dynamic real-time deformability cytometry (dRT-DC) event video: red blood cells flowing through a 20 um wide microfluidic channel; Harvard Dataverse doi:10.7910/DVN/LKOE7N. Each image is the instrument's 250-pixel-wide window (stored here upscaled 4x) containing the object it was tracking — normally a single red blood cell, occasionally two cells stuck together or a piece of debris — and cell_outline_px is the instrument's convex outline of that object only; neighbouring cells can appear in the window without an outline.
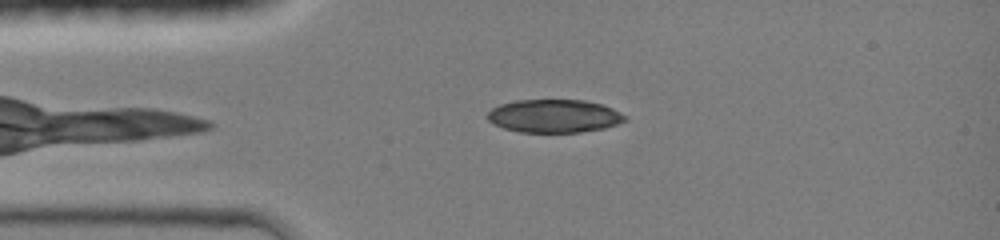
{"species": "common noctule bat (a hibernating species)", "species_latin": "Nyctalus noctula", "temperature_condition": "room temperature", "stored_images_in_passage": 36, "camera_frame_rate_fps": 3000, "um_per_image_px": 0.085, "animal": {"sex": "female", "body_mass_g": 19.0, "forearm_length_mm": 51.5}, "frame": {"image": 1, "passage_image": 2, "time_ms": 0.333, "image_size_px": [1000, 240], "cell_outline_px": [[628, 120], [604, 128], [580, 132], [520, 132], [504, 128], [488, 120], [488, 112], [492, 108], [500, 104], [516, 100], [584, 100], [600, 104], [612, 108], [628, 116]], "centroid_in_image_um": [47.13, 9.86], "position_along_channel_um": 37.9, "area_um2": 26.47}}
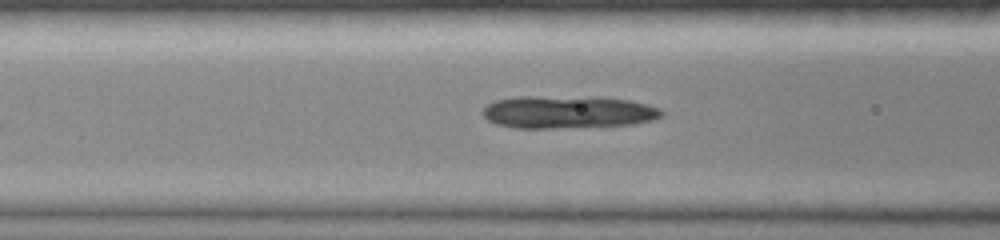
{"frame": {"image": 2, "passage_image": 9, "time_ms": 2.667, "image_size_px": [1000, 240], "cell_outline_px": [[664, 112], [660, 116], [652, 120], [632, 124], [552, 128], [516, 128], [496, 124], [488, 120], [480, 112], [488, 104], [496, 100], [520, 96], [596, 96], [628, 100], [648, 104], [660, 108]], "centroid_in_image_um": [48.25, 9.5], "position_along_channel_um": 118.4, "area_um2": 34.22}}
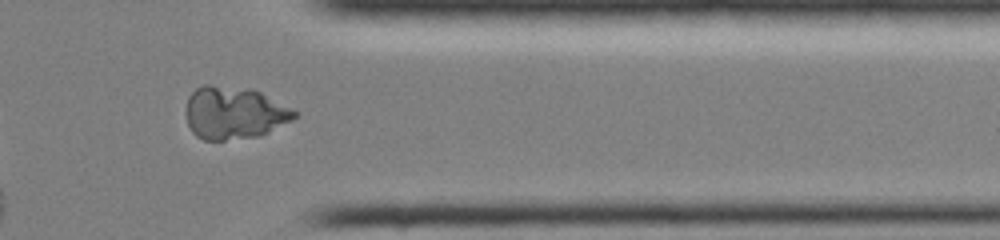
{"frame": {"image": 3, "passage_image": 28, "time_ms": 9.0, "image_size_px": [1000, 240], "cell_outline_px": [[300, 116], [260, 136], [224, 140], [204, 140], [196, 136], [192, 132], [188, 124], [184, 112], [188, 96], [196, 88], [204, 84], [212, 84], [252, 88], [300, 112]], "centroid_in_image_um": [19.9, 9.58], "position_along_channel_um": 391.5, "area_um2": 33.81}}